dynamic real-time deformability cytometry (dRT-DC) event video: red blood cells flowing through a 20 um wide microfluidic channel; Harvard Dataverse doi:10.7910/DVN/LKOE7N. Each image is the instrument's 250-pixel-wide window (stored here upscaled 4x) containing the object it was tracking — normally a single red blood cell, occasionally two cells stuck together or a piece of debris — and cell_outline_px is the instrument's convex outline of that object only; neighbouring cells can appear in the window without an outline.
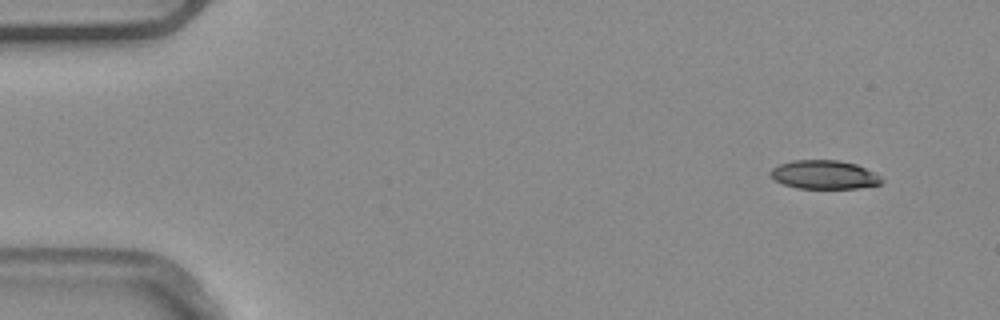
{"species": "common noctule bat (a hibernating species)", "species_latin": "Nyctalus noctula", "temperature_condition": "warm", "stored_images_in_passage": 3, "camera_frame_rate_fps": 3000, "um_per_image_px": 0.085, "animal": {"sex": "male", "body_mass_g": 20.4}, "frame": {"image": 1, "passage_image": 1, "time_ms": 0.0, "image_size_px": [1000, 320], "cell_outline_px": [[884, 180], [880, 184], [856, 188], [796, 188], [784, 184], [768, 176], [768, 172], [772, 168], [780, 164], [792, 160], [840, 160], [856, 164], [880, 176]], "centroid_in_image_um": [70.02, 14.84], "position_along_channel_um": 15.0, "area_um2": 18.55}}
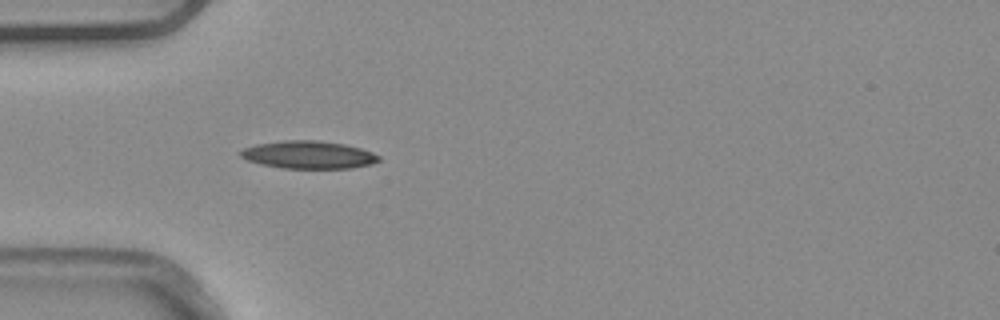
{"frame": {"image": 2, "passage_image": 3, "time_ms": 0.667, "image_size_px": [1000, 320], "cell_outline_px": [[380, 160], [372, 164], [352, 168], [284, 168], [260, 164], [248, 160], [240, 156], [240, 152], [244, 148], [256, 144], [284, 140], [316, 140], [344, 144], [360, 148], [372, 152], [380, 156]], "centroid_in_image_um": [26.24, 13.15], "position_along_channel_um": 58.8, "area_um2": 22.25}}